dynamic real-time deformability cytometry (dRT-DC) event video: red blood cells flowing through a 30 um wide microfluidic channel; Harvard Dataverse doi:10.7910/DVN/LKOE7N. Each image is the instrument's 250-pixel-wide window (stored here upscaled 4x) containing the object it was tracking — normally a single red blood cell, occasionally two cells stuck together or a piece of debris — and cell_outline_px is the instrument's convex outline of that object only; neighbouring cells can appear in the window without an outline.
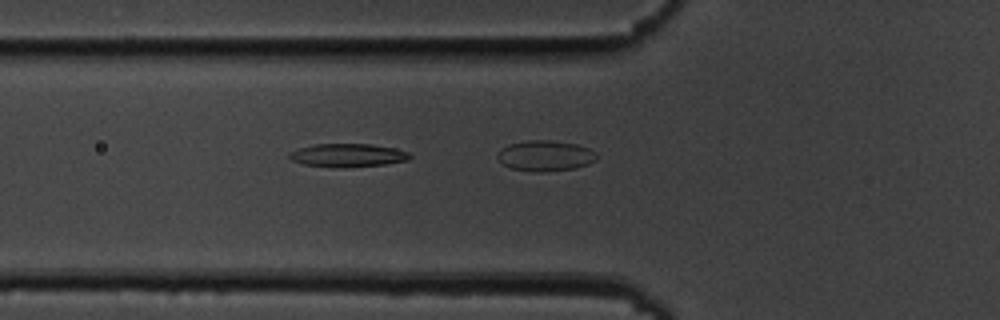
{"species": "common noctule bat (a hibernating species)", "species_latin": "Nyctalus noctula", "temperature_condition": "cold", "stored_images_in_passage": 22, "camera_frame_rate_fps": 3000, "um_per_image_px": 0.085, "animal": {"sex": "male", "body_mass_g": 19.5, "forearm_length_mm": 54.6}, "frame": {"image": 1, "passage_image": 19, "time_ms": 6.0, "image_size_px": [1000, 320], "cell_outline_px": [[412, 156], [408, 160], [384, 164], [304, 164], [292, 160], [288, 156], [288, 152], [296, 148], [316, 144], [372, 144], [396, 148], [408, 152]], "centroid_in_image_um": [29.57, 13.12], "position_along_channel_um": 96.2, "area_um2": 15.26}}